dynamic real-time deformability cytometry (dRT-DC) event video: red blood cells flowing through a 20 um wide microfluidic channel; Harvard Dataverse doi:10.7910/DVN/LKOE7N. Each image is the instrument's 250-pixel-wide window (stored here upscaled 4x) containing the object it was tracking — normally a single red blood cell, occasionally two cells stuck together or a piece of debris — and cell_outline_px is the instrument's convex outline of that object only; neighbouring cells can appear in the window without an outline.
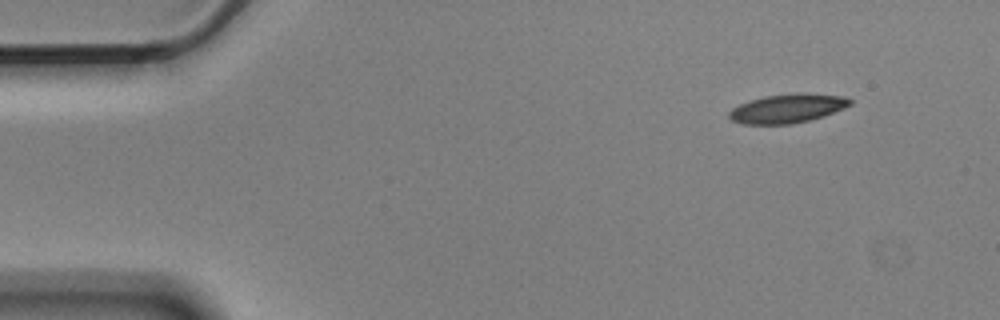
{"species": "Egyptian fruit bat (a non-hibernating species)", "species_latin": "Rousettus aegyptiacus", "temperature_condition": "cold", "stored_images_in_passage": 7, "camera_frame_rate_fps": 3000, "um_per_image_px": 0.085, "animal": {"sex": "male"}, "frame": {"image": 1, "passage_image": 1, "time_ms": 0.0, "image_size_px": [1000, 320], "cell_outline_px": [[852, 104], [844, 108], [824, 116], [808, 120], [788, 124], [744, 124], [732, 120], [728, 116], [728, 112], [732, 108], [740, 104], [764, 96], [796, 92], [804, 92], [844, 96], [852, 100]], "centroid_in_image_um": [66.96, 9.2], "position_along_channel_um": 18.0, "area_um2": 20.46}}
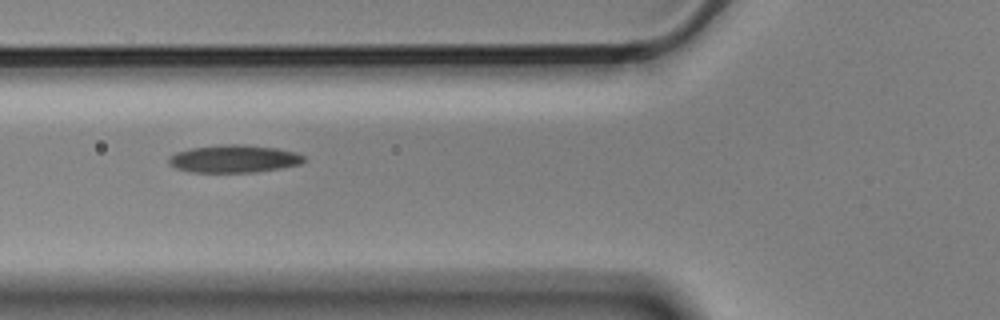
{"frame": {"image": 2, "passage_image": 5, "time_ms": 1.333, "image_size_px": [1000, 320], "cell_outline_px": [[304, 160], [300, 164], [280, 168], [256, 172], [192, 172], [176, 168], [168, 164], [168, 156], [176, 152], [192, 148], [224, 144], [244, 144], [276, 148], [296, 152], [304, 156]], "centroid_in_image_um": [19.86, 13.49], "position_along_channel_um": 105.9, "area_um2": 21.79}}
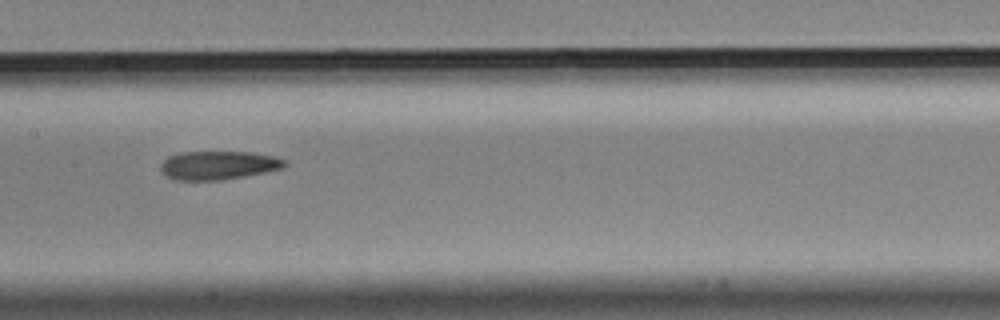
{"frame": {"image": 3, "passage_image": 7, "time_ms": 2.0, "image_size_px": [1000, 320], "cell_outline_px": [[288, 164], [284, 168], [244, 176], [220, 180], [176, 180], [168, 176], [160, 168], [160, 164], [168, 156], [180, 152], [248, 152], [272, 156], [284, 160]], "centroid_in_image_um": [18.55, 14.04], "position_along_channel_um": 188.9, "area_um2": 20.46}}